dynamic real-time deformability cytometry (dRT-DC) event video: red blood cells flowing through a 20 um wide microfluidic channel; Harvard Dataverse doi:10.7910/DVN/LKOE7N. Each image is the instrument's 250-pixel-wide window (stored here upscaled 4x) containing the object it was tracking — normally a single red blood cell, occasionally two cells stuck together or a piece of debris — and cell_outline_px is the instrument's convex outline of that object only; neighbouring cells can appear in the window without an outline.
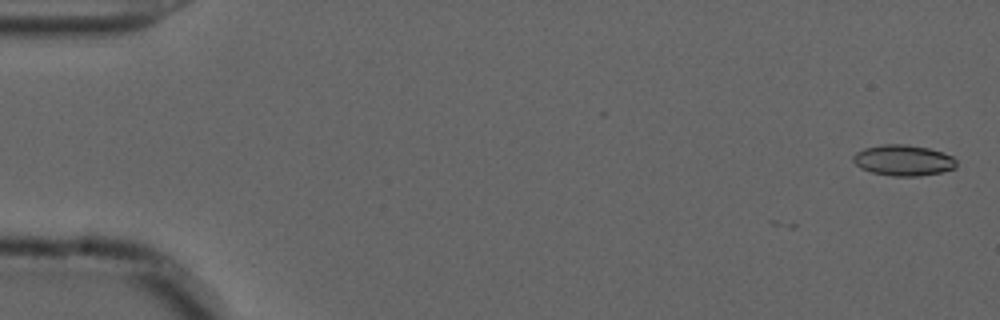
{"species": "common noctule bat (a hibernating species)", "species_latin": "Nyctalus noctula", "temperature_condition": "cold", "stored_images_in_passage": 2, "camera_frame_rate_fps": 3000, "um_per_image_px": 0.085, "animal": {"sex": "male", "forearm_length_mm": 52.5}, "frame": {"image": 1, "passage_image": 2, "time_ms": 0.333, "image_size_px": [1000, 320], "cell_outline_px": [[956, 168], [940, 172], [920, 176], [892, 176], [872, 172], [860, 168], [852, 160], [852, 156], [856, 152], [864, 148], [884, 144], [904, 144], [928, 148], [952, 156], [956, 160]], "centroid_in_image_um": [76.76, 13.63], "position_along_channel_um": 8.2, "area_um2": 18.5}}